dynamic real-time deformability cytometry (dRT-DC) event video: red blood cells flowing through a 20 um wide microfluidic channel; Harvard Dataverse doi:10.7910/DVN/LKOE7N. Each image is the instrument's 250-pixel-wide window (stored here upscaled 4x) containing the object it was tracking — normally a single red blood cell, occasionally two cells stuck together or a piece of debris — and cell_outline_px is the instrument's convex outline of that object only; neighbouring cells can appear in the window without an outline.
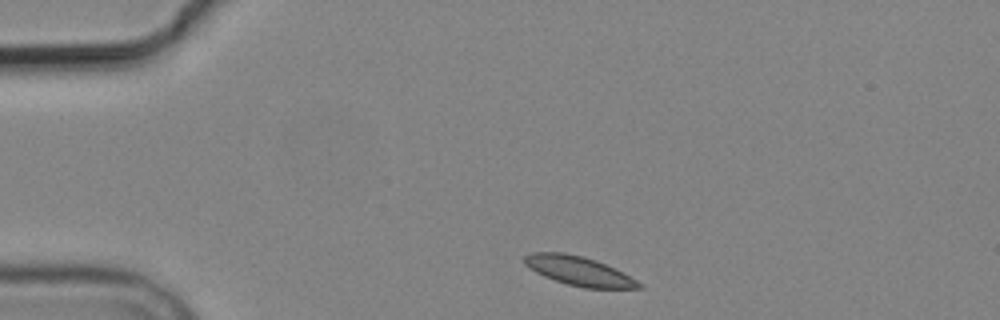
{"species": "common noctule bat (a hibernating species)", "species_latin": "Nyctalus noctula", "temperature_condition": "cold", "stored_images_in_passage": 3, "camera_frame_rate_fps": 3000, "um_per_image_px": 0.085, "animal": {"sex": "male", "body_mass_g": 19.2, "forearm_length_mm": 51.8}, "frame": {"image": 1, "passage_image": 1, "time_ms": 0.0, "image_size_px": [1000, 320], "cell_outline_px": [[644, 288], [584, 288], [568, 284], [544, 276], [528, 268], [524, 264], [524, 256], [532, 252], [564, 252], [584, 256], [596, 260], [616, 268], [644, 284]], "centroid_in_image_um": [49.23, 23.02], "position_along_channel_um": 35.8, "area_um2": 19.59}}
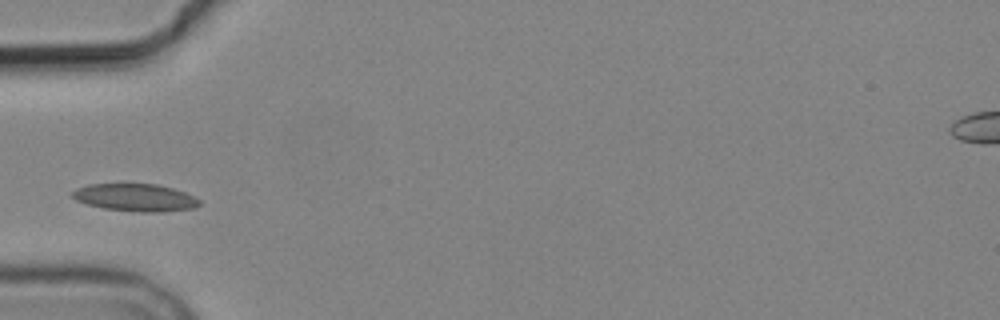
{"frame": {"image": 2, "passage_image": 3, "time_ms": 2.333, "image_size_px": [1000, 320], "cell_outline_px": [[200, 204], [192, 208], [164, 212], [136, 212], [104, 208], [88, 204], [76, 200], [72, 196], [72, 192], [76, 188], [88, 184], [156, 184], [172, 188], [184, 192], [200, 200]], "centroid_in_image_um": [11.49, 16.79], "position_along_channel_um": 73.5, "area_um2": 20.23}}